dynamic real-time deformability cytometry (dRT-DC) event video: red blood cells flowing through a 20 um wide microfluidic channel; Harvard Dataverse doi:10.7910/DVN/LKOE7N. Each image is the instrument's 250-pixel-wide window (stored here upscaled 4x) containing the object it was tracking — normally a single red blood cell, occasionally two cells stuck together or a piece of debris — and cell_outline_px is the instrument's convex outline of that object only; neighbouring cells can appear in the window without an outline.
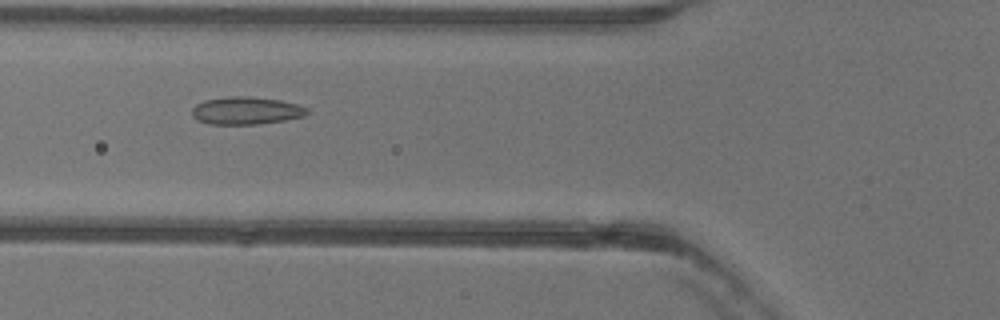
{"species": "common noctule bat (a hibernating species)", "species_latin": "Nyctalus noctula", "temperature_condition": "warm", "stored_images_in_passage": 37, "camera_frame_rate_fps": 3000, "um_per_image_px": 0.085, "animal": {"sex": "female"}, "frame": {"image": 1, "passage_image": 4, "time_ms": 1.0, "image_size_px": [1000, 320], "cell_outline_px": [[308, 112], [304, 116], [284, 120], [256, 124], [208, 124], [196, 120], [192, 116], [192, 108], [196, 104], [204, 100], [228, 96], [248, 96], [280, 100], [300, 104], [308, 108]], "centroid_in_image_um": [20.9, 9.4], "position_along_channel_um": 104.9, "area_um2": 18.67}}
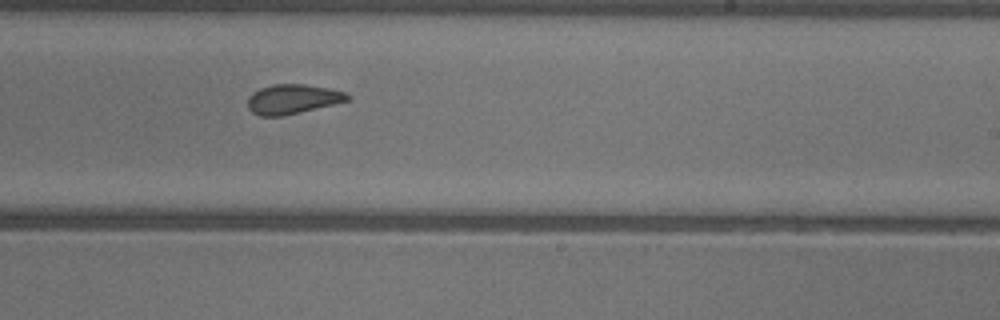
{"frame": {"image": 2, "passage_image": 16, "time_ms": 5.0, "image_size_px": [1000, 320], "cell_outline_px": [[352, 100], [284, 116], [260, 116], [252, 112], [248, 108], [248, 96], [252, 92], [260, 88], [272, 84], [304, 84], [328, 88], [348, 92], [352, 96]], "centroid_in_image_um": [24.92, 8.42], "position_along_channel_um": 264.1, "area_um2": 17.51}}
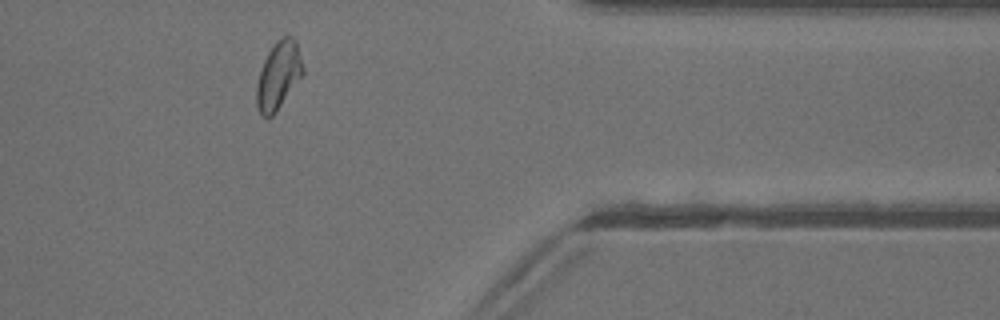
{"frame": {"image": 3, "passage_image": 27, "time_ms": 8.667, "image_size_px": [1000, 320], "cell_outline_px": [[304, 72], [276, 112], [272, 116], [264, 116], [260, 112], [256, 104], [256, 84], [264, 60], [268, 52], [276, 40], [284, 36], [292, 36], [296, 40], [304, 68]], "centroid_in_image_um": [23.67, 6.38], "position_along_channel_um": 387.7, "area_um2": 18.09}, "authors_computed_cell_mechanics": {"area_um2": 17.6868, "velocity_mm_per_s": 3.9741, "shape_relaxation_time_tau1_ms": 5.0909, "shape_relaxation_time_tau2_ms": 1.4612, "deformation_change_tau1": 0.1357, "deformation_change_tau2": 0.077}}